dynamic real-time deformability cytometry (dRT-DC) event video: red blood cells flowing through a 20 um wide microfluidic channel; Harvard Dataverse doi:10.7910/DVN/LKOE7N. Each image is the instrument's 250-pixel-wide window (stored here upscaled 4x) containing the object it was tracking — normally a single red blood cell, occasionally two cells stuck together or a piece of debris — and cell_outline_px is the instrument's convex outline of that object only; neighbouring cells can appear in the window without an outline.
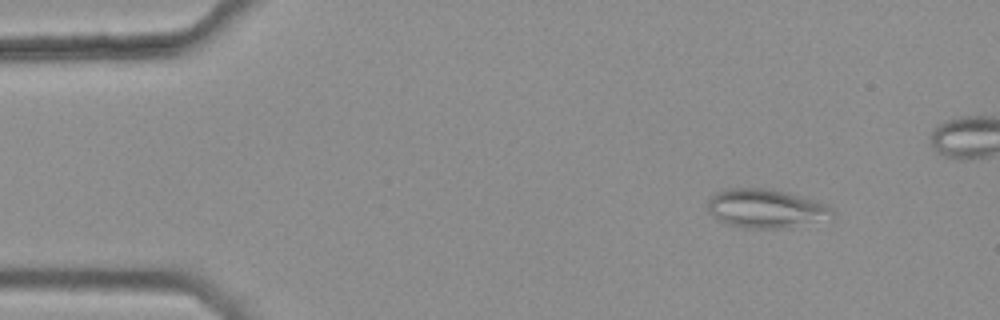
{"species": "common noctule bat (a hibernating species)", "species_latin": "Nyctalus noctula", "temperature_condition": "warm", "stored_images_in_passage": 4, "camera_frame_rate_fps": 3000, "um_per_image_px": 0.085, "animal": {"sex": "female", "body_mass_g": 25.1}, "frame": {"image": 1, "passage_image": 1, "time_ms": 0.0, "image_size_px": [1000, 320], "cell_outline_px": [[832, 212], [788, 228], [748, 228], [728, 224], [720, 220], [708, 212], [708, 200], [716, 192], [728, 188], [764, 188], [784, 192], [800, 196], [812, 200], [832, 208]], "centroid_in_image_um": [64.91, 17.7], "position_along_channel_um": 20.1, "area_um2": 26.82}}